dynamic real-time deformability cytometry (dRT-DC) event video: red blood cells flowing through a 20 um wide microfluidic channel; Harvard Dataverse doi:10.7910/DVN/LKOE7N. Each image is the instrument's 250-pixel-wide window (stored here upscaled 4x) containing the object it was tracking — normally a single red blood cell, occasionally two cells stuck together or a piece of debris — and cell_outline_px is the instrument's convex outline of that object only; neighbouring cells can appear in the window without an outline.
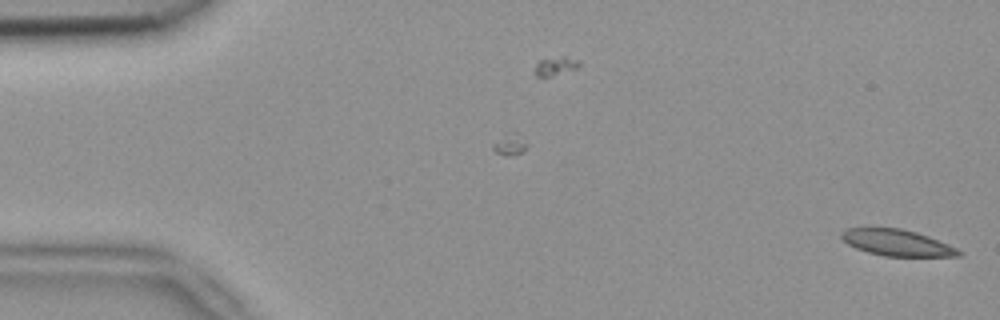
{"species": "common noctule bat (a hibernating species)", "species_latin": "Nyctalus noctula", "temperature_condition": "room temperature", "stored_images_in_passage": 3, "camera_frame_rate_fps": 3000, "um_per_image_px": 0.085, "animal": {"sex": "female", "body_mass_g": 18.4}, "frame": {"image": 1, "passage_image": 3, "time_ms": 0.667, "image_size_px": [1000, 320], "cell_outline_px": [[964, 252], [960, 256], [884, 256], [868, 252], [856, 248], [848, 244], [840, 236], [840, 232], [848, 228], [900, 228], [916, 232], [928, 236], [948, 244]], "centroid_in_image_um": [76.25, 20.63], "position_along_channel_um": 8.8, "area_um2": 17.86}}